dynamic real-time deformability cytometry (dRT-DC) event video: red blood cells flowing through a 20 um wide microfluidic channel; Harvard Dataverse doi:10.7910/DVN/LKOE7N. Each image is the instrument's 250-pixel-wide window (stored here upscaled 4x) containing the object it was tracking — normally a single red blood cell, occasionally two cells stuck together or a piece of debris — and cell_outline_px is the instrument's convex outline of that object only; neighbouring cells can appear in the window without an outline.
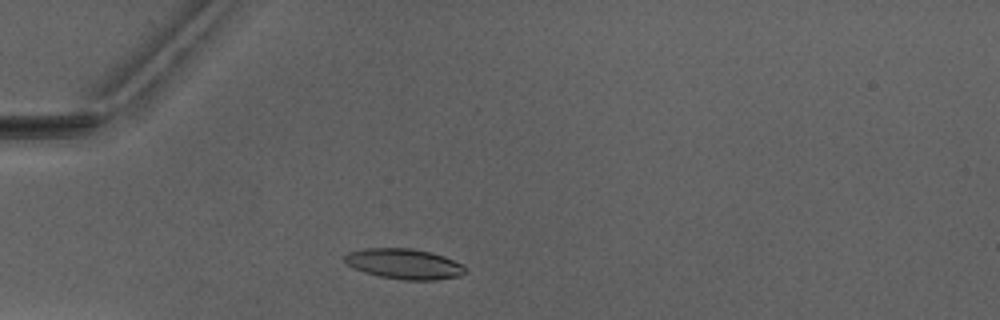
{"species": "Egyptian fruit bat (a non-hibernating species)", "species_latin": "Rousettus aegyptiacus", "temperature_condition": "warm", "stored_images_in_passage": 1, "camera_frame_rate_fps": 3000, "um_per_image_px": 0.085, "animal": {"sex": "male"}, "frame": {"image": 1, "passage_image": 1, "time_ms": 0.0, "image_size_px": [1000, 320], "cell_outline_px": [[468, 272], [460, 276], [436, 280], [404, 280], [380, 276], [364, 272], [348, 264], [344, 260], [344, 256], [348, 252], [364, 248], [412, 248], [432, 252], [444, 256], [460, 264]], "centroid_in_image_um": [34.36, 22.42], "position_along_channel_um": 50.6, "area_um2": 21.27}}